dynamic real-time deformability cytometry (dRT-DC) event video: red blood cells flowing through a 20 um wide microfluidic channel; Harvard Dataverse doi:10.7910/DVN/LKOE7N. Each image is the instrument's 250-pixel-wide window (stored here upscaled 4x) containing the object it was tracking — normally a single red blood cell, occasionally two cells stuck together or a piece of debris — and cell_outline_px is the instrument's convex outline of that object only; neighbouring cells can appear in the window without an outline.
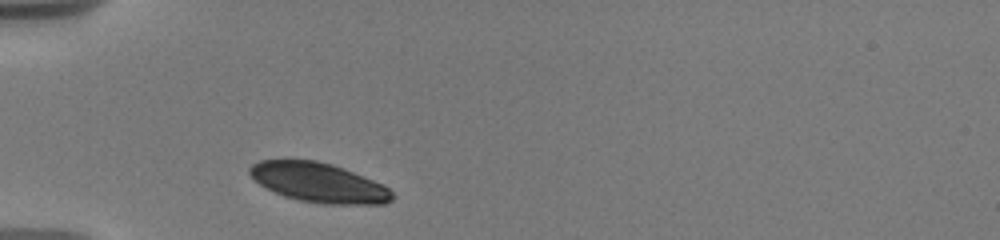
{"species": "human", "species_latin": "Homo sapiens", "temperature_condition": "warm", "stored_images_in_passage": 6, "camera_frame_rate_fps": 3000, "um_per_image_px": 0.085, "donor": {"sex": "male"}, "frame": {"image": 1, "passage_image": 1, "time_ms": 0.0, "image_size_px": [1000, 240], "cell_outline_px": [[396, 196], [392, 200], [384, 204], [324, 204], [300, 200], [284, 196], [260, 184], [248, 172], [248, 168], [252, 164], [260, 160], [316, 160], [332, 164], [344, 168], [384, 184]], "centroid_in_image_um": [27.13, 15.52], "position_along_channel_um": 57.9, "area_um2": 32.77}}
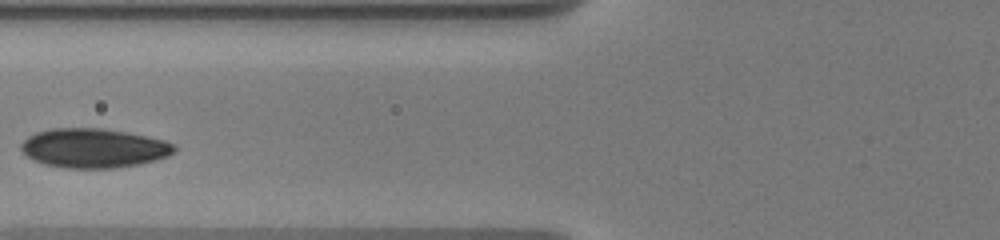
{"frame": {"image": 2, "passage_image": 4, "time_ms": 2.0, "image_size_px": [1000, 240], "cell_outline_px": [[176, 148], [168, 156], [156, 160], [140, 164], [116, 168], [64, 168], [44, 164], [32, 160], [20, 148], [20, 144], [28, 136], [36, 132], [52, 128], [100, 128], [124, 132], [164, 140], [176, 144]], "centroid_in_image_um": [7.95, 12.6], "position_along_channel_um": 117.9, "area_um2": 35.08}}
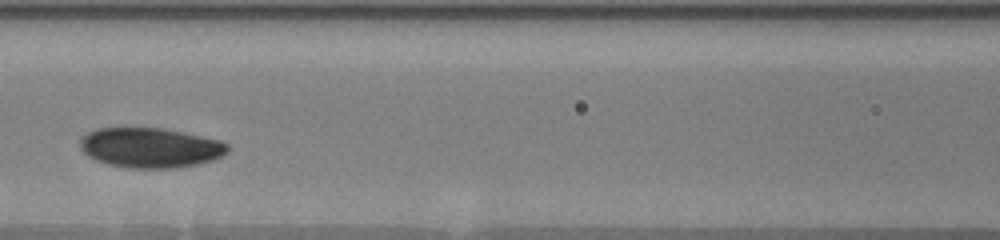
{"frame": {"image": 3, "passage_image": 5, "time_ms": 3.0, "image_size_px": [1000, 240], "cell_outline_px": [[228, 152], [212, 160], [200, 164], [180, 168], [128, 168], [108, 164], [96, 160], [88, 156], [80, 148], [80, 140], [88, 132], [96, 128], [164, 128], [220, 140], [228, 144]], "centroid_in_image_um": [12.79, 12.56], "position_along_channel_um": 153.8, "area_um2": 34.45}}